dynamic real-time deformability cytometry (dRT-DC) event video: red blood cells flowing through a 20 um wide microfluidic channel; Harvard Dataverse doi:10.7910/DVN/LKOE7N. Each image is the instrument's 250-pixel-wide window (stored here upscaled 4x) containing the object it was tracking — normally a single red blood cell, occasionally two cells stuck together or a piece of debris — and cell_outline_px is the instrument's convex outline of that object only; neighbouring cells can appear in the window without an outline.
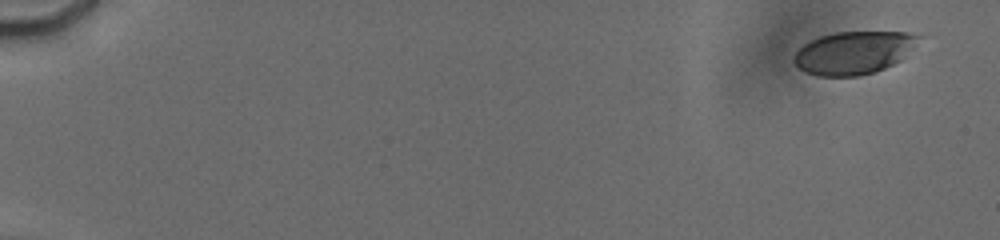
{"species": "human", "species_latin": "Homo sapiens", "temperature_condition": "cold", "stored_images_in_passage": 63, "camera_frame_rate_fps": 3000, "um_per_image_px": 0.085, "donor": {"sex": "male"}, "frame": {"image": 1, "passage_image": 1, "time_ms": 0.0, "image_size_px": [1000, 240], "cell_outline_px": [[924, 36], [900, 60], [876, 72], [860, 76], [816, 76], [804, 72], [792, 60], [792, 56], [804, 44], [820, 36], [836, 32], [908, 32]], "centroid_in_image_um": [72.56, 4.48], "position_along_channel_um": 12.4, "area_um2": 31.15}}
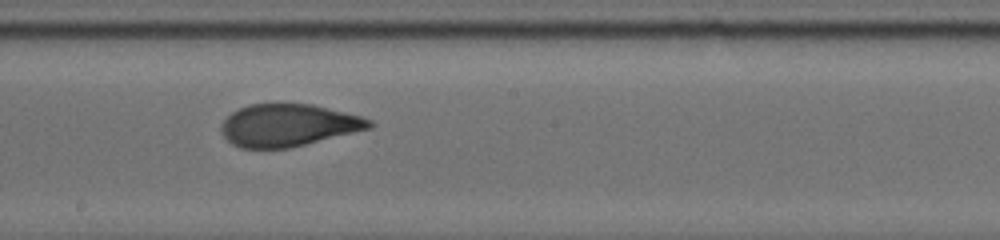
{"frame": {"image": 2, "passage_image": 40, "time_ms": 10.333, "image_size_px": [1000, 240], "cell_outline_px": [[376, 124], [372, 128], [288, 148], [240, 148], [232, 144], [224, 136], [220, 128], [220, 124], [232, 112], [248, 104], [312, 104], [360, 116], [372, 120]], "centroid_in_image_um": [24.5, 10.64], "position_along_channel_um": 223.7, "area_um2": 36.36}}
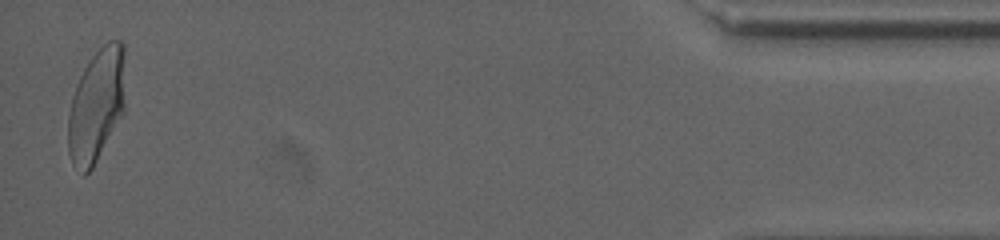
{"frame": {"image": 3, "passage_image": 63, "time_ms": 17.667, "image_size_px": [1000, 240], "cell_outline_px": [[124, 112], [92, 168], [84, 176], [72, 164], [68, 152], [68, 116], [72, 96], [76, 84], [88, 60], [108, 40], [120, 40], [124, 44]], "centroid_in_image_um": [8.19, 8.95], "position_along_channel_um": 427.0, "area_um2": 37.8}, "authors_computed_cell_mechanics": {"area_um2": 36.8186, "velocity_mm_per_s": 3.7833, "shape_relaxation_time_tau1_ms": 3.9031, "shape_relaxation_time_tau2_ms": 0.9949, "deformation_change_tau1": 0.1647, "deformation_change_tau2": 0.0734}}